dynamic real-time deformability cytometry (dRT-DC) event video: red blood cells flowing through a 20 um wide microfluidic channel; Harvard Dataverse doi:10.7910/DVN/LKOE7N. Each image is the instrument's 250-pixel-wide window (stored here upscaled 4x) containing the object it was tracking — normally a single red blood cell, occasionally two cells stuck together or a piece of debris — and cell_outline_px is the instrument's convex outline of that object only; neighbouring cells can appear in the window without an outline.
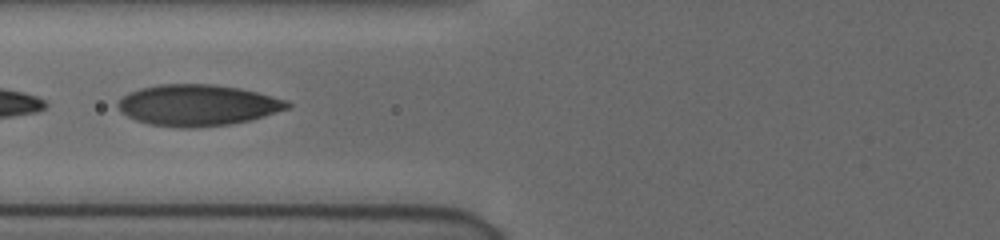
{"species": "human", "species_latin": "Homo sapiens", "temperature_condition": "cold", "stored_images_in_passage": 56, "camera_frame_rate_fps": 3000, "um_per_image_px": 0.085, "donor": {"sex": "female"}, "frame": {"image": 1, "passage_image": 26, "time_ms": 8.333, "image_size_px": [1000, 240], "cell_outline_px": [[292, 104], [288, 108], [252, 120], [228, 124], [192, 128], [180, 128], [148, 124], [136, 120], [120, 112], [116, 104], [128, 92], [140, 88], [160, 84], [212, 84], [240, 88], [288, 100]], "centroid_in_image_um": [16.79, 8.94], "position_along_channel_um": 109.0, "area_um2": 40.75}}
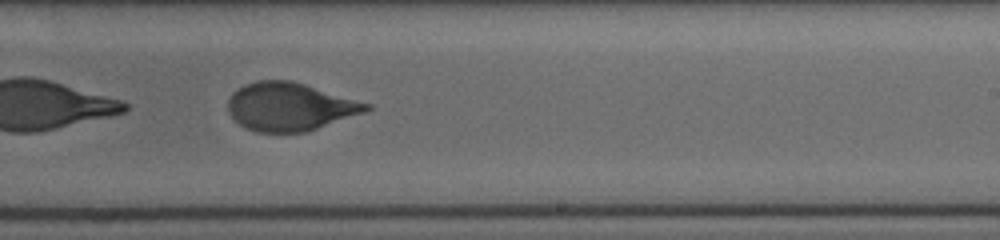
{"frame": {"image": 2, "passage_image": 38, "time_ms": 12.333, "image_size_px": [1000, 240], "cell_outline_px": [[372, 108], [364, 112], [304, 132], [256, 132], [244, 128], [228, 112], [228, 100], [232, 92], [244, 84], [256, 80], [292, 80], [372, 104]], "centroid_in_image_um": [24.61, 9.05], "position_along_channel_um": 264.4, "area_um2": 38.67}}
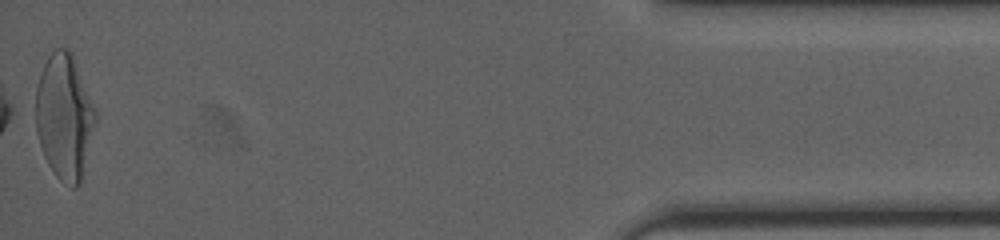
{"frame": {"image": 3, "passage_image": 56, "time_ms": 18.333, "image_size_px": [1000, 240], "cell_outline_px": [[96, 120], [80, 184], [76, 188], [72, 188], [64, 184], [56, 176], [48, 164], [44, 156], [36, 132], [36, 88], [44, 64], [48, 56], [56, 48], [68, 48], [72, 52], [96, 108]], "centroid_in_image_um": [5.48, 9.91], "position_along_channel_um": 429.7, "area_um2": 43.7}, "authors_computed_cell_mechanics": {"area_um2": 41.8183, "velocity_mm_per_s": 3.8725, "shape_relaxation_time_tau1_ms": 3.4883, "shape_relaxation_time_tau2_ms": 0.7296, "deformation_change_tau1": 0.1618, "deformation_change_tau2": 0.0544}}